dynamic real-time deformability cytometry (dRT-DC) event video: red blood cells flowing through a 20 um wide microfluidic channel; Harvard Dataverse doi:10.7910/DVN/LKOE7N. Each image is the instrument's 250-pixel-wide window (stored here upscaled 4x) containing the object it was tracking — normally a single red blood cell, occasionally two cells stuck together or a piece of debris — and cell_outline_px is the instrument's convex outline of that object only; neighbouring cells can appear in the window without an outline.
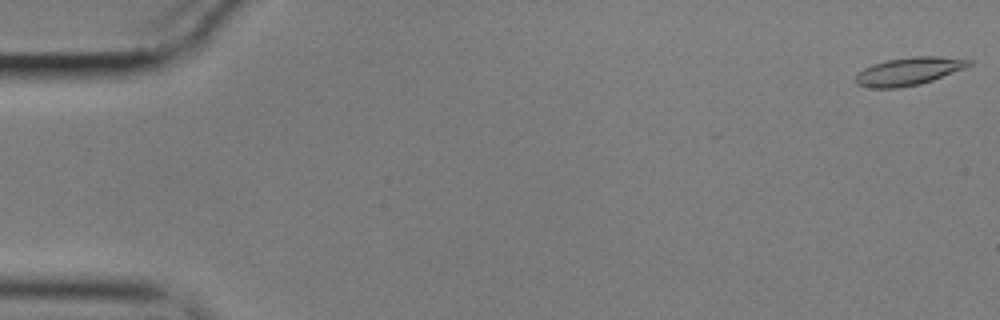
{"species": "common noctule bat (a hibernating species)", "species_latin": "Nyctalus noctula", "temperature_condition": "cold", "stored_images_in_passage": 12, "camera_frame_rate_fps": 3000, "um_per_image_px": 0.085, "animal": {"sex": "male", "body_mass_g": 17.9}, "frame": {"image": 1, "passage_image": 1, "time_ms": 0.0, "image_size_px": [1000, 320], "cell_outline_px": [[972, 64], [964, 68], [932, 80], [920, 84], [900, 88], [872, 88], [856, 84], [856, 76], [864, 68], [872, 64], [888, 60], [912, 56], [936, 56], [972, 60]], "centroid_in_image_um": [77.24, 6.06], "position_along_channel_um": 7.8, "area_um2": 18.21}}